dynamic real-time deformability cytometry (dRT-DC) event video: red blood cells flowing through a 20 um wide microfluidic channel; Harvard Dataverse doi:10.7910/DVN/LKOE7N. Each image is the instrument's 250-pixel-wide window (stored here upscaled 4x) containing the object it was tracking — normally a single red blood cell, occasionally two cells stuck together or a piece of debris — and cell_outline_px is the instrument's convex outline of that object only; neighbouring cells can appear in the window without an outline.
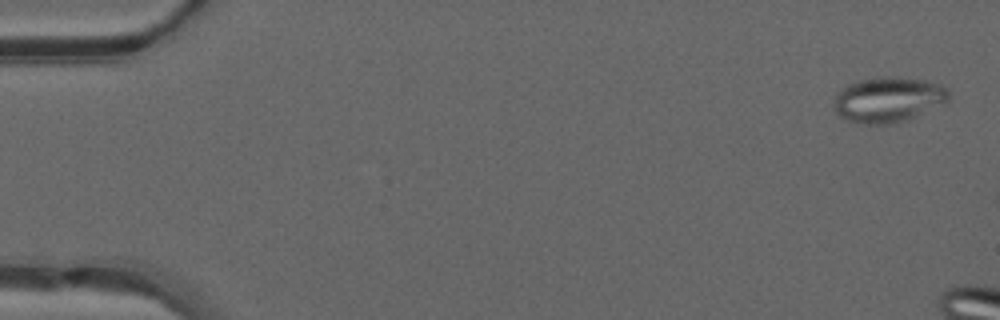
{"species": "common noctule bat (a hibernating species)", "species_latin": "Nyctalus noctula", "temperature_condition": "warm", "stored_images_in_passage": 8, "camera_frame_rate_fps": 3000, "um_per_image_px": 0.085, "animal": {"sex": "male", "forearm_length_mm": 52.5}, "frame": {"image": 1, "passage_image": 2, "time_ms": 0.333, "image_size_px": [1000, 320], "cell_outline_px": [[948, 104], [896, 124], [864, 124], [848, 120], [840, 116], [836, 112], [832, 104], [836, 92], [840, 88], [848, 84], [860, 80], [880, 76], [892, 76], [924, 80], [940, 84], [948, 88]], "centroid_in_image_um": [75.51, 8.47], "position_along_channel_um": 9.5, "area_um2": 30.98}}